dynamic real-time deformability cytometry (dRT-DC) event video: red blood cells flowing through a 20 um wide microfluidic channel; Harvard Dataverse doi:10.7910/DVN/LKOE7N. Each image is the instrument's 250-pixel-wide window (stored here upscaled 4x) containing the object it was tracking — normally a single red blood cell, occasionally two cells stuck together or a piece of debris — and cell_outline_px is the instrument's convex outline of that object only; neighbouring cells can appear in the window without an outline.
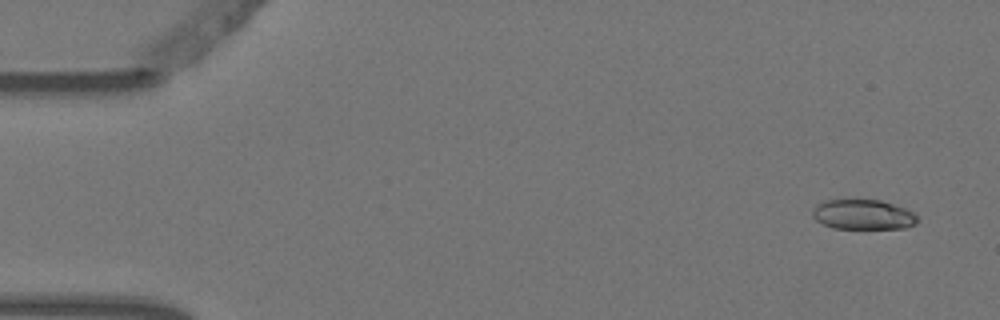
{"species": "Egyptian fruit bat (a non-hibernating species)", "species_latin": "Rousettus aegyptiacus", "temperature_condition": "warm", "stored_images_in_passage": 6, "camera_frame_rate_fps": 3000, "um_per_image_px": 0.085, "animal": {"sex": "female"}, "frame": {"image": 1, "passage_image": 1, "time_ms": 0.0, "image_size_px": [1000, 320], "cell_outline_px": [[916, 224], [904, 228], [832, 228], [816, 220], [812, 216], [812, 212], [816, 204], [824, 200], [880, 200], [904, 208], [912, 212], [916, 216]], "centroid_in_image_um": [73.32, 18.23], "position_along_channel_um": 11.7, "area_um2": 18.09}}
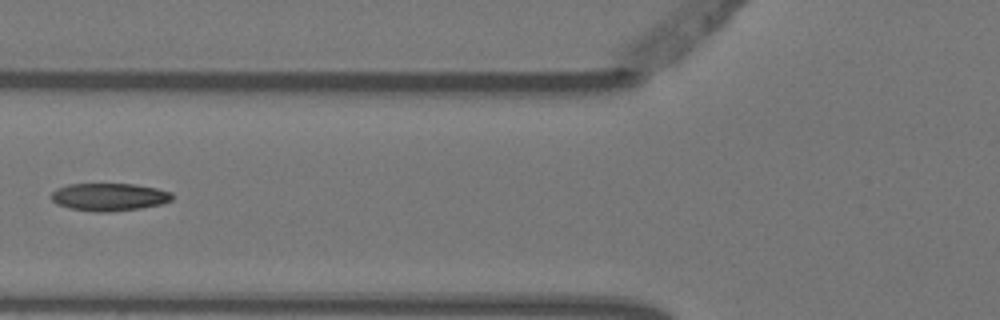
{"frame": {"image": 2, "passage_image": 6, "time_ms": 1.667, "image_size_px": [1000, 320], "cell_outline_px": [[172, 200], [160, 204], [140, 208], [108, 212], [96, 212], [72, 208], [56, 204], [52, 200], [52, 192], [56, 188], [68, 184], [136, 184], [156, 188], [172, 192]], "centroid_in_image_um": [9.28, 16.73], "position_along_channel_um": 116.5, "area_um2": 19.42}}